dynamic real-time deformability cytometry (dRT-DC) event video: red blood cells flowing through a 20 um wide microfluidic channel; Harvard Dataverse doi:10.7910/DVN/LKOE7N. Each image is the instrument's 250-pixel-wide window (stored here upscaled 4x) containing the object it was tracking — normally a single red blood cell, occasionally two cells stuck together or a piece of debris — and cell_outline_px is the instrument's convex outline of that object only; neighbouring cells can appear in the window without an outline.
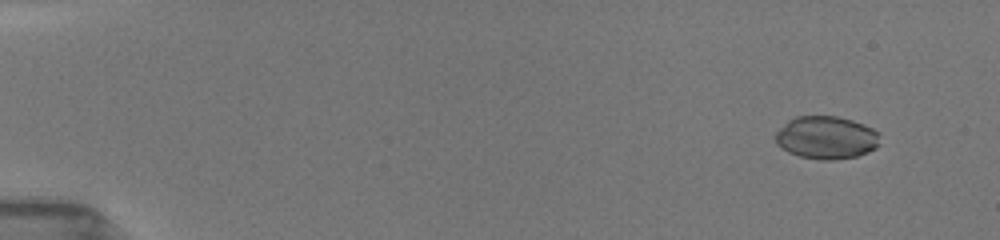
{"species": "common noctule bat (a hibernating species)", "species_latin": "Nyctalus noctula", "temperature_condition": "room temperature", "stored_images_in_passage": 39, "camera_frame_rate_fps": 3000, "um_per_image_px": 0.085, "animal": {"sex": "female", "body_mass_g": 19.5, "forearm_length_mm": 54.1}, "frame": {"image": 1, "passage_image": 3, "time_ms": 1.333, "image_size_px": [1000, 240], "cell_outline_px": [[880, 144], [876, 148], [868, 152], [856, 156], [836, 160], [824, 160], [800, 156], [788, 152], [776, 144], [776, 132], [788, 120], [796, 116], [836, 116], [852, 120], [864, 124], [880, 132]], "centroid_in_image_um": [70.27, 11.69], "position_along_channel_um": 14.7, "area_um2": 26.24}}
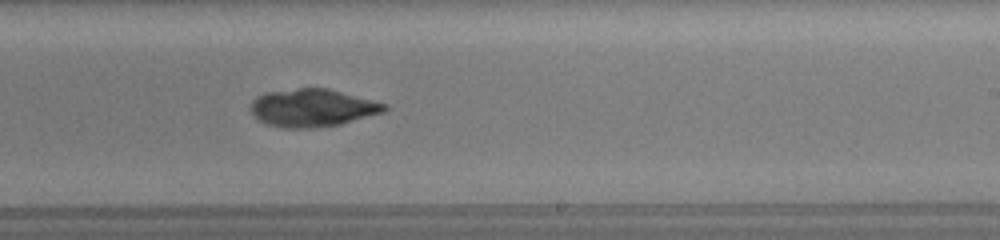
{"frame": {"image": 2, "passage_image": 17, "time_ms": 11.0, "image_size_px": [1000, 240], "cell_outline_px": [[388, 108], [384, 112], [340, 124], [320, 128], [284, 128], [268, 124], [260, 120], [252, 112], [252, 100], [256, 96], [264, 92], [300, 88], [328, 88], [388, 104]], "centroid_in_image_um": [26.58, 9.16], "position_along_channel_um": 262.4, "area_um2": 29.42}}
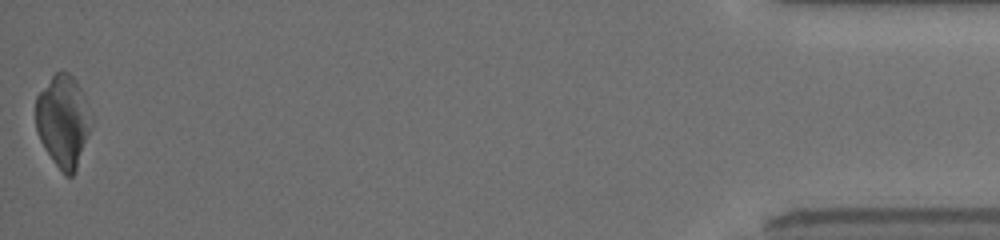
{"frame": {"image": 3, "passage_image": 39, "time_ms": 17.333, "image_size_px": [1000, 240], "cell_outline_px": [[92, 128], [76, 172], [72, 176], [64, 176], [52, 160], [44, 148], [36, 132], [36, 96], [52, 76], [56, 72], [68, 72], [76, 80], [84, 96], [92, 116]], "centroid_in_image_um": [5.38, 10.34], "position_along_channel_um": 429.8, "area_um2": 30.17}, "authors_computed_cell_mechanics": {"area_um2": 29.3624, "velocity_mm_per_s": 3.984, "shape_relaxation_time_tau1_ms": null, "shape_relaxation_time_tau2_ms": 3.2101, "deformation_change_tau1": null, "deformation_change_tau2": 0.0684}}